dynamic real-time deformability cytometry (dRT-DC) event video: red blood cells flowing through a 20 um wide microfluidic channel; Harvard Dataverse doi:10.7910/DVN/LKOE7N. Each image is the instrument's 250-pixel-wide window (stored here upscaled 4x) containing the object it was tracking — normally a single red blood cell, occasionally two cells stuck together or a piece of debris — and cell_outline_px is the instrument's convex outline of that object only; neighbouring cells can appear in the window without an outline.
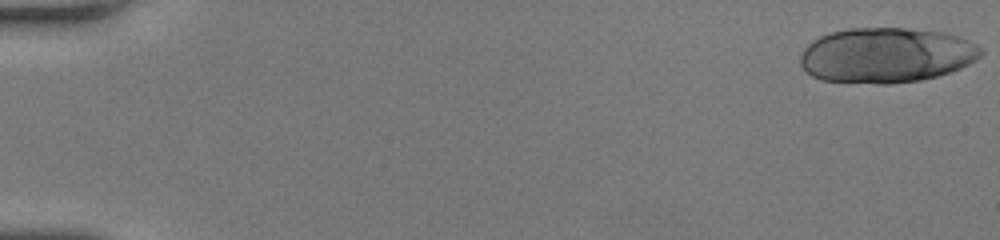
{"species": "human", "species_latin": "Homo sapiens", "temperature_condition": "room temperature", "stored_images_in_passage": 42, "camera_frame_rate_fps": 3000, "um_per_image_px": 0.085, "donor": {"sex": "female"}, "frame": {"image": 1, "passage_image": 1, "time_ms": 0.0, "image_size_px": [1000, 240], "cell_outline_px": [[984, 52], [976, 60], [960, 68], [936, 76], [920, 80], [888, 84], [876, 84], [820, 80], [804, 72], [800, 64], [800, 56], [804, 48], [812, 40], [820, 36], [832, 32], [848, 28], [904, 28], [944, 32], [960, 36], [976, 44]], "centroid_in_image_um": [75.3, 4.69], "position_along_channel_um": 9.7, "area_um2": 58.32}}
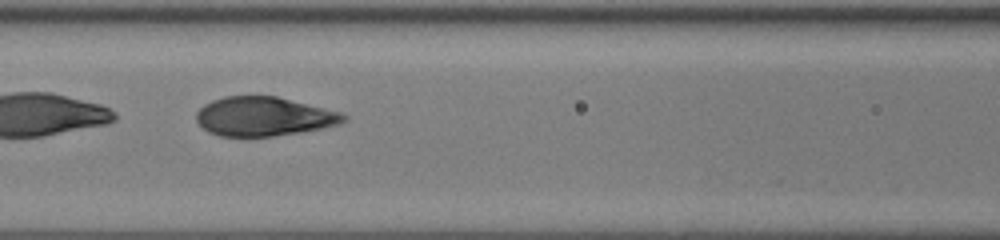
{"frame": {"image": 2, "passage_image": 26, "time_ms": 8.333, "image_size_px": [1000, 240], "cell_outline_px": [[348, 120], [340, 124], [324, 128], [300, 132], [272, 136], [220, 136], [208, 132], [196, 120], [196, 112], [204, 104], [212, 100], [224, 96], [276, 96], [340, 112], [348, 116]], "centroid_in_image_um": [22.43, 9.9], "position_along_channel_um": 144.2, "area_um2": 33.52}}
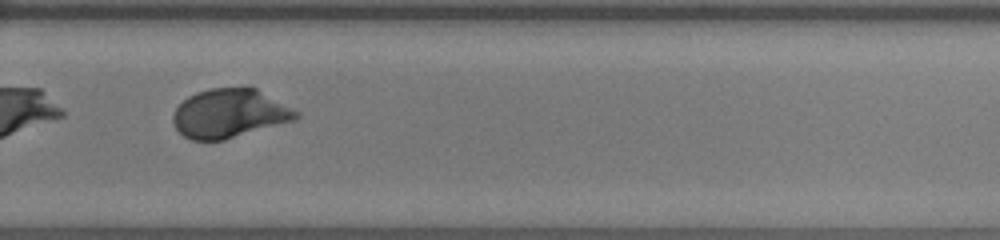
{"frame": {"image": 3, "passage_image": 39, "time_ms": 12.667, "image_size_px": [1000, 240], "cell_outline_px": [[300, 116], [296, 120], [224, 140], [192, 140], [184, 136], [176, 128], [172, 120], [172, 116], [176, 108], [188, 96], [196, 92], [212, 88], [256, 88], [300, 112]], "centroid_in_image_um": [19.52, 9.65], "position_along_channel_um": 310.3, "area_um2": 34.91}}